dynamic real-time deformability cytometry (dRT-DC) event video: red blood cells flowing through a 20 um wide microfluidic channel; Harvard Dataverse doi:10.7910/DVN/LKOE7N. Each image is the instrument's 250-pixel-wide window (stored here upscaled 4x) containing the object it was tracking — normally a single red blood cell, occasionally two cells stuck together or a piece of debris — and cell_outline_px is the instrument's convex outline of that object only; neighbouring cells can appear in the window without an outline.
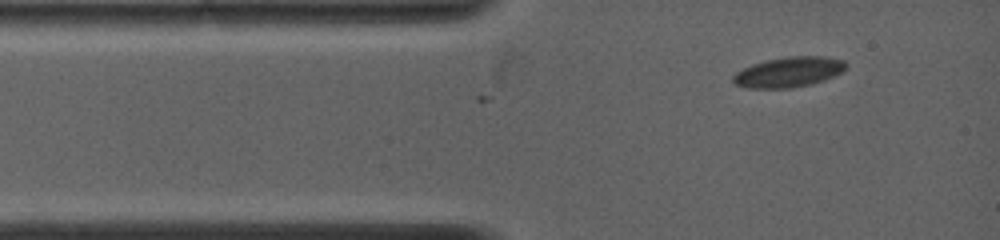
{"species": "common noctule bat (a hibernating species)", "species_latin": "Nyctalus noctula", "temperature_condition": "warm", "stored_images_in_passage": 4, "camera_frame_rate_fps": 5000, "um_per_image_px": 0.085, "animal": {"sex": "female", "body_mass_g": 19.0, "forearm_length_mm": 53.3}, "frame": {"image": 1, "passage_image": 4, "time_ms": 0.6, "image_size_px": [1000, 240], "cell_outline_px": [[848, 68], [824, 80], [812, 84], [792, 88], [748, 88], [736, 84], [732, 80], [732, 76], [736, 72], [752, 64], [764, 60], [788, 56], [824, 56], [844, 60], [848, 64]], "centroid_in_image_um": [67.05, 6.12], "position_along_channel_um": 17.9, "area_um2": 20.0}}